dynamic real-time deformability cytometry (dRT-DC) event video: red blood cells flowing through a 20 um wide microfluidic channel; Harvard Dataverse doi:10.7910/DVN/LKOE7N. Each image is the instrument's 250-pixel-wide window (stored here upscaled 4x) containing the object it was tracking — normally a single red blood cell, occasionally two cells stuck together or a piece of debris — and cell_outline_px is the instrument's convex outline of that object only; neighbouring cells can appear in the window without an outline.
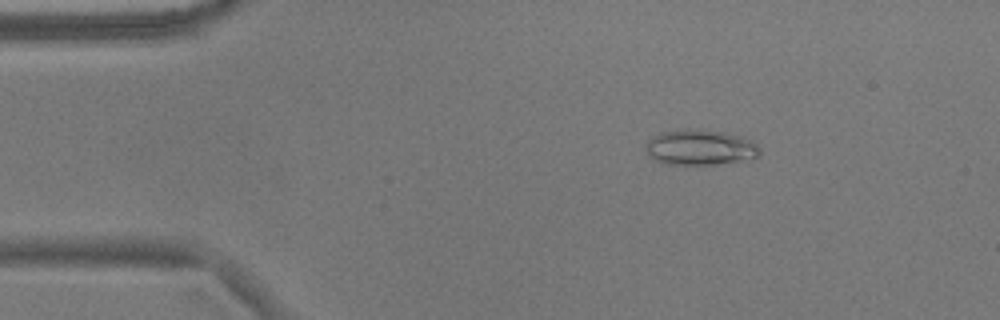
{"species": "common noctule bat (a hibernating species)", "species_latin": "Nyctalus noctula", "temperature_condition": "warm", "stored_images_in_passage": 55, "camera_frame_rate_fps": 3000, "um_per_image_px": 0.085, "animal": {"sex": "male", "body_mass_g": 17.9}, "frame": {"image": 1, "passage_image": 9, "time_ms": 2.667, "image_size_px": [1000, 320], "cell_outline_px": [[760, 156], [712, 164], [660, 164], [648, 156], [644, 148], [648, 140], [660, 132], [724, 132], [740, 136], [756, 144], [760, 148]], "centroid_in_image_um": [59.45, 12.58], "position_along_channel_um": 25.6, "area_um2": 22.48}}
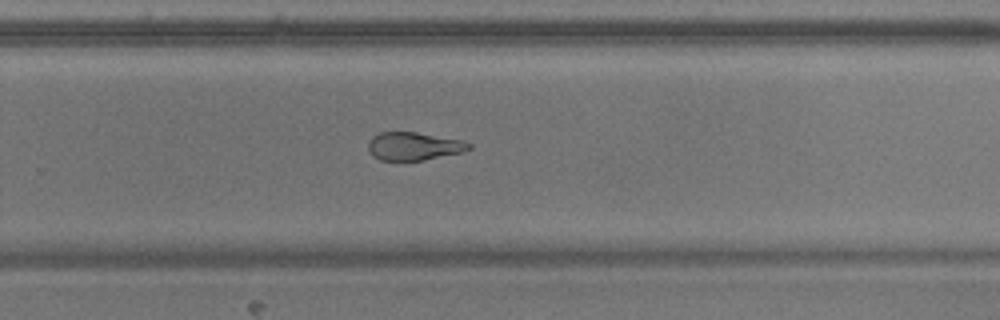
{"frame": {"image": 2, "passage_image": 36, "time_ms": 11.667, "image_size_px": [1000, 320], "cell_outline_px": [[472, 148], [460, 152], [424, 160], [380, 160], [372, 156], [368, 148], [368, 140], [372, 136], [380, 132], [416, 132], [460, 140], [472, 144]], "centroid_in_image_um": [35.12, 12.42], "position_along_channel_um": 294.7, "area_um2": 16.36}}
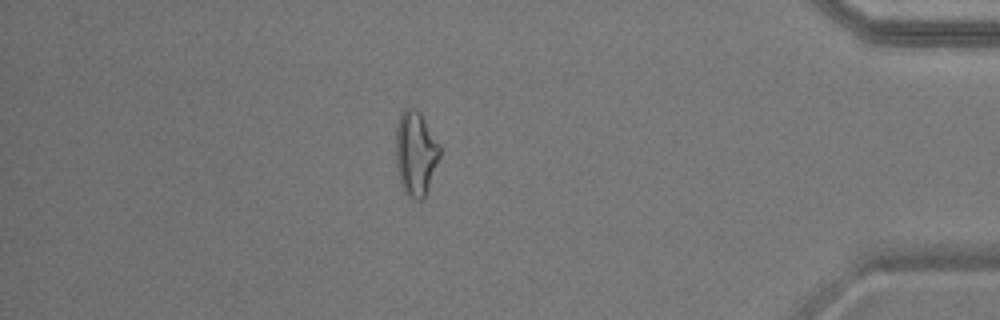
{"frame": {"image": 3, "passage_image": 48, "time_ms": 15.667, "image_size_px": [1000, 320], "cell_outline_px": [[440, 156], [424, 200], [416, 200], [408, 196], [404, 192], [400, 184], [396, 164], [396, 128], [400, 112], [404, 108], [416, 108], [420, 112], [440, 144]], "centroid_in_image_um": [35.33, 13.04], "position_along_channel_um": 399.9, "area_um2": 21.96}, "authors_computed_cell_mechanics": {"area_um2": 20.5768, "velocity_mm_per_s": 3.6422, "shape_relaxation_time_tau1_ms": null, "shape_relaxation_time_tau2_ms": 3.677, "deformation_change_tau1": null, "deformation_change_tau2": 0.1282}}